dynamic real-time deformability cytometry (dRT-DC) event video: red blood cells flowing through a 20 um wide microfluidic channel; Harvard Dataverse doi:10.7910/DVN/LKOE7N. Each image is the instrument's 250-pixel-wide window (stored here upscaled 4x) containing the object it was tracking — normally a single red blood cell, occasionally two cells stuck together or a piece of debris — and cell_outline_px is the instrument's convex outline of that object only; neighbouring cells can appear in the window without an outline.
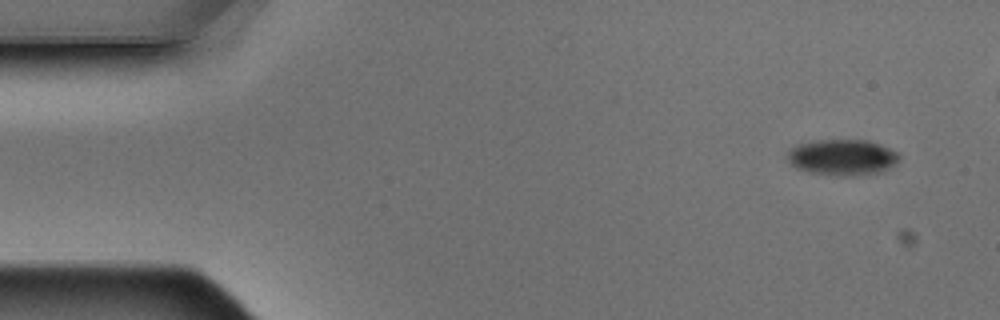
{"species": "Egyptian fruit bat (a non-hibernating species)", "species_latin": "Rousettus aegyptiacus", "temperature_condition": "warm", "stored_images_in_passage": 5, "camera_frame_rate_fps": 3000, "um_per_image_px": 0.085, "animal": {"sex": "male"}, "frame": {"image": 1, "passage_image": 1, "time_ms": 0.0, "image_size_px": [1000, 320], "cell_outline_px": [[900, 160], [896, 164], [884, 172], [856, 176], [836, 176], [812, 172], [796, 168], [788, 160], [788, 152], [792, 148], [800, 144], [820, 140], [868, 140], [880, 144], [896, 152], [900, 156]], "centroid_in_image_um": [71.67, 13.39], "position_along_channel_um": 13.3, "area_um2": 23.47}}
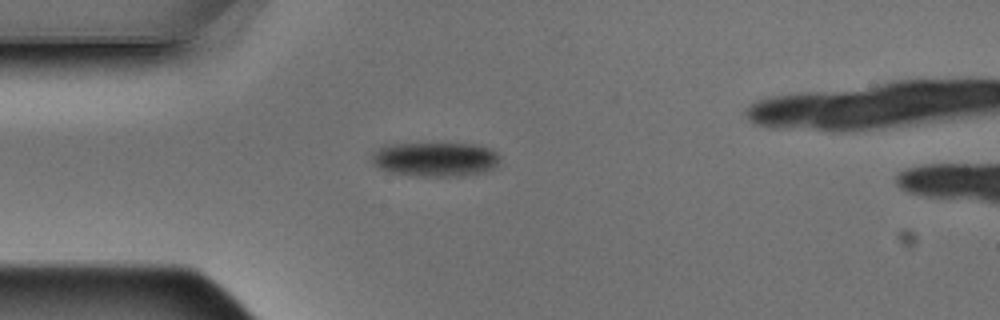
{"frame": {"image": 2, "passage_image": 4, "time_ms": 1.0, "image_size_px": [1000, 320], "cell_outline_px": [[500, 160], [492, 168], [484, 172], [460, 176], [424, 176], [392, 172], [380, 168], [372, 164], [372, 152], [376, 148], [388, 144], [476, 144], [492, 148], [500, 156]], "centroid_in_image_um": [37.0, 13.53], "position_along_channel_um": 48.0, "area_um2": 25.61}}